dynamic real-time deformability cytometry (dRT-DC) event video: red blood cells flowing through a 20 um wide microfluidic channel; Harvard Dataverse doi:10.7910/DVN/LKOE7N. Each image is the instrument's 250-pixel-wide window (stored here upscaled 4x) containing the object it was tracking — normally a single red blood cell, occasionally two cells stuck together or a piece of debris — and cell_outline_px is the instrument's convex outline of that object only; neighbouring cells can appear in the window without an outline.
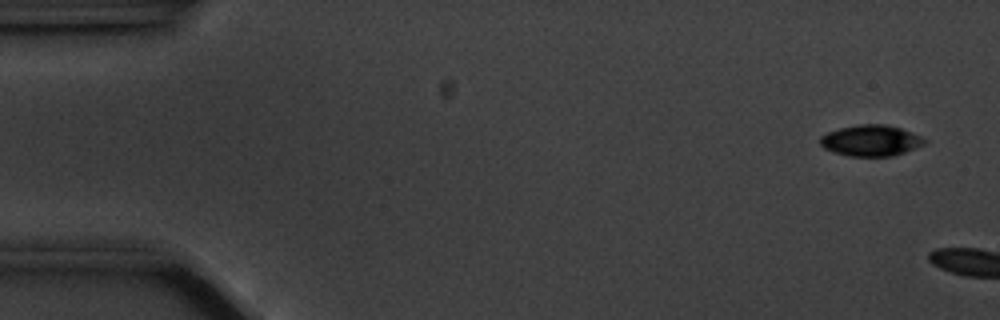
{"species": "common noctule bat (a hibernating species)", "species_latin": "Nyctalus noctula", "temperature_condition": "cold", "stored_images_in_passage": 6, "camera_frame_rate_fps": 3000, "um_per_image_px": 0.085, "animal": {"sex": "male", "body_mass_g": 20.1, "forearm_length_mm": 53.5}, "frame": {"image": 1, "passage_image": 3, "time_ms": 0.667, "image_size_px": [1000, 320], "cell_outline_px": [[928, 140], [924, 144], [904, 152], [892, 156], [848, 156], [832, 152], [824, 148], [820, 144], [820, 136], [828, 132], [840, 128], [860, 124], [884, 124], [900, 128], [920, 136]], "centroid_in_image_um": [74.0, 11.95], "position_along_channel_um": 11.0, "area_um2": 18.79}}